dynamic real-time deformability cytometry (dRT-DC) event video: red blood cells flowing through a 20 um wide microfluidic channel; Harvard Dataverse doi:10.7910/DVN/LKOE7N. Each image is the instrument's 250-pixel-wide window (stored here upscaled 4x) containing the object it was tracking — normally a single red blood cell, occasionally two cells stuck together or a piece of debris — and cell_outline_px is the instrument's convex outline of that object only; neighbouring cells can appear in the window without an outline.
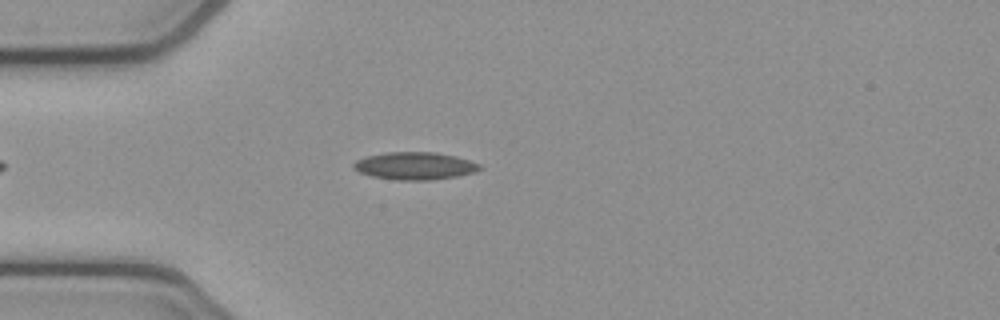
{"species": "common noctule bat (a hibernating species)", "species_latin": "Nyctalus noctula", "temperature_condition": "cold", "stored_images_in_passage": 47, "camera_frame_rate_fps": 3000, "um_per_image_px": 0.085, "animal": {"sex": "female", "body_mass_g": 21.9}, "frame": {"image": 1, "passage_image": 9, "time_ms": 2.667, "image_size_px": [1000, 320], "cell_outline_px": [[484, 168], [476, 172], [456, 176], [428, 180], [396, 180], [372, 176], [360, 172], [352, 168], [352, 164], [356, 160], [364, 156], [384, 152], [436, 152], [456, 156], [480, 164]], "centroid_in_image_um": [35.25, 14.09], "position_along_channel_um": 49.8, "area_um2": 20.4}}
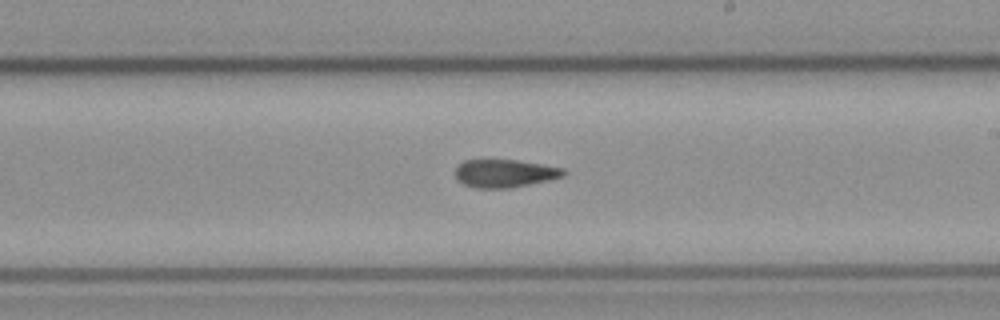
{"frame": {"image": 2, "passage_image": 25, "time_ms": 8.0, "image_size_px": [1000, 320], "cell_outline_px": [[568, 172], [564, 176], [548, 180], [512, 188], [476, 188], [464, 184], [456, 180], [456, 168], [464, 160], [516, 160], [564, 168]], "centroid_in_image_um": [42.91, 14.74], "position_along_channel_um": 246.1, "area_um2": 17.63}}
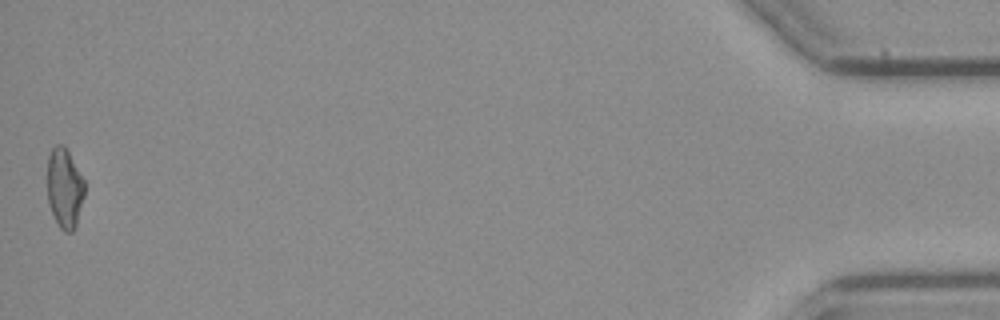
{"frame": {"image": 3, "passage_image": 47, "time_ms": 15.333, "image_size_px": [1000, 320], "cell_outline_px": [[84, 196], [76, 224], [72, 232], [64, 232], [60, 228], [52, 212], [48, 200], [48, 156], [52, 148], [56, 144], [64, 144], [84, 180]], "centroid_in_image_um": [5.49, 15.97], "position_along_channel_um": 429.7, "area_um2": 17.11}, "authors_computed_cell_mechanics": {"area_um2": 18.3226, "velocity_mm_per_s": 3.8805, "shape_relaxation_time_tau1_ms": null, "shape_relaxation_time_tau2_ms": 5.9147, "deformation_change_tau1": null, "deformation_change_tau2": 0.1291}}